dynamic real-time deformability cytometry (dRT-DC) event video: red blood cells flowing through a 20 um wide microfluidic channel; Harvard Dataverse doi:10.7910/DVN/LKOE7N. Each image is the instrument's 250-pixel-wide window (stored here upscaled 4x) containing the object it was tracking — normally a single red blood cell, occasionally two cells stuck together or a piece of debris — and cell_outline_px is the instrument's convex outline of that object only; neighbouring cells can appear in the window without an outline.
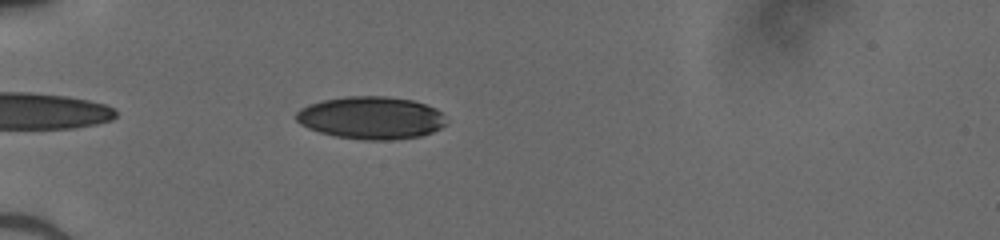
{"species": "human", "species_latin": "Homo sapiens", "temperature_condition": "cold", "stored_images_in_passage": 37, "camera_frame_rate_fps": 3000, "um_per_image_px": 0.085, "donor": {"sex": "male"}, "frame": {"image": 1, "passage_image": 3, "time_ms": 0.667, "image_size_px": [1000, 240], "cell_outline_px": [[444, 124], [440, 128], [432, 132], [420, 136], [388, 140], [364, 140], [336, 136], [320, 132], [308, 128], [300, 124], [296, 120], [296, 112], [300, 108], [308, 104], [324, 100], [344, 96], [384, 96], [412, 100], [436, 108], [440, 112]], "centroid_in_image_um": [31.49, 10.01], "position_along_channel_um": 53.5, "area_um2": 36.99}}
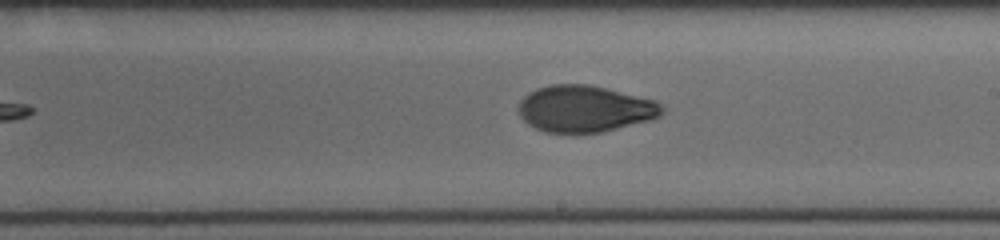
{"frame": {"image": 2, "passage_image": 18, "time_ms": 5.667, "image_size_px": [1000, 240], "cell_outline_px": [[664, 112], [660, 116], [648, 120], [600, 132], [544, 132], [528, 124], [520, 116], [520, 100], [528, 92], [536, 88], [552, 84], [588, 84], [656, 100], [664, 108]], "centroid_in_image_um": [49.7, 9.23], "position_along_channel_um": 239.3, "area_um2": 38.61}}
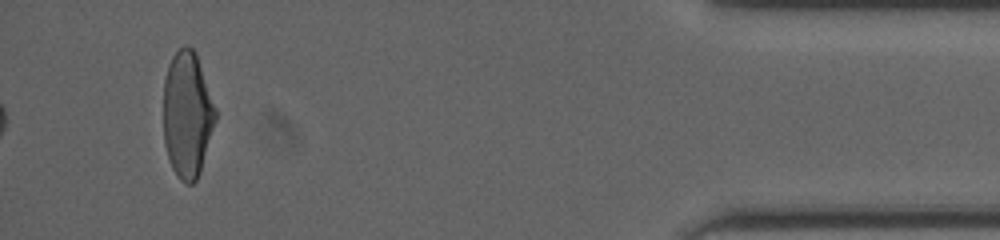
{"frame": {"image": 3, "passage_image": 35, "time_ms": 11.333, "image_size_px": [1000, 240], "cell_outline_px": [[216, 120], [200, 172], [196, 180], [192, 184], [188, 184], [180, 180], [176, 176], [172, 168], [168, 156], [164, 140], [164, 80], [168, 64], [172, 56], [184, 44], [192, 48], [196, 52], [216, 108]], "centroid_in_image_um": [15.92, 9.73], "position_along_channel_um": 419.3, "area_um2": 38.32}}